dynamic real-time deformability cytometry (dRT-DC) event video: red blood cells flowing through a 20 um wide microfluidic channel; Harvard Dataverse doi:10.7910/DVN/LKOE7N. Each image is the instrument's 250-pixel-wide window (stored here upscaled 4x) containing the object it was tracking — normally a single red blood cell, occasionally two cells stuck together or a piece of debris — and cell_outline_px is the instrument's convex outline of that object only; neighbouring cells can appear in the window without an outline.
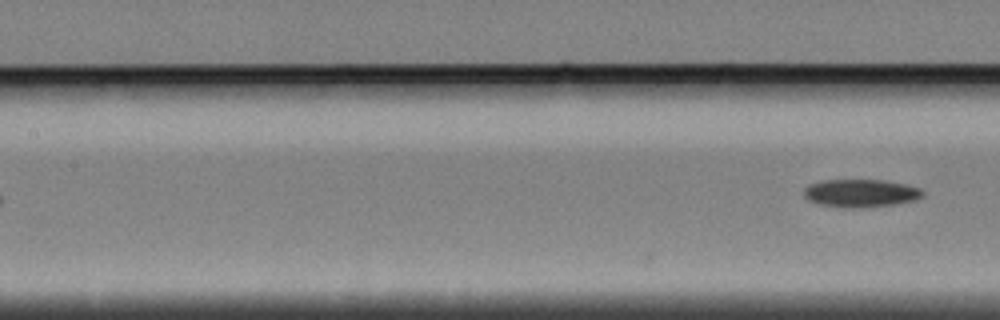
{"species": "Egyptian fruit bat (a non-hibernating species)", "species_latin": "Rousettus aegyptiacus", "temperature_condition": "cold", "stored_images_in_passage": 7, "camera_frame_rate_fps": 3000, "um_per_image_px": 0.085, "animal": {"sex": "female"}, "frame": {"image": 1, "passage_image": 7, "time_ms": 2.0, "image_size_px": [1000, 320], "cell_outline_px": [[924, 196], [916, 200], [892, 204], [860, 208], [844, 208], [816, 204], [808, 200], [804, 196], [804, 188], [808, 184], [824, 180], [884, 180], [904, 184], [920, 188], [924, 192]], "centroid_in_image_um": [73.13, 16.42], "position_along_channel_um": 134.3, "area_um2": 19.48}}